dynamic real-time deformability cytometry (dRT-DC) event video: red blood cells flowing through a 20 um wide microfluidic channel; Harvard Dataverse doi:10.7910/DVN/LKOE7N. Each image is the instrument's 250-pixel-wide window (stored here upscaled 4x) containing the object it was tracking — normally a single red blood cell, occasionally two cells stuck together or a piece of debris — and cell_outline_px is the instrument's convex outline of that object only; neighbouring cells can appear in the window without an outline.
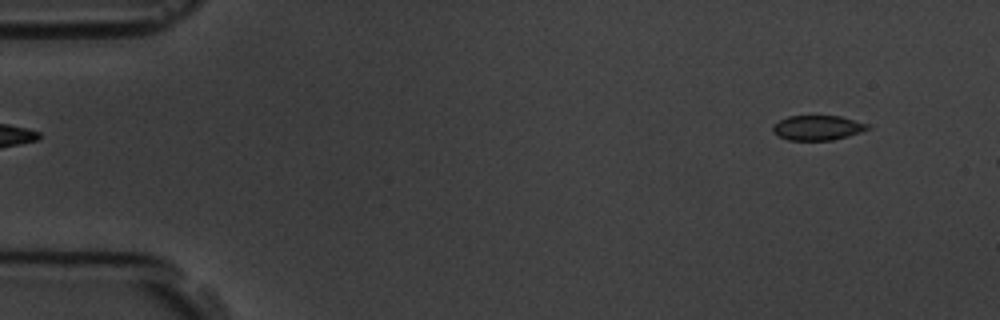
{"species": "common noctule bat (a hibernating species)", "species_latin": "Nyctalus noctula", "temperature_condition": "room temperature", "stored_images_in_passage": 3, "camera_frame_rate_fps": 3000, "um_per_image_px": 0.085, "animal": {"sex": "male", "body_mass_g": 19.5, "forearm_length_mm": 54.6}, "frame": {"image": 1, "passage_image": 1, "time_ms": 0.0, "image_size_px": [1000, 320], "cell_outline_px": [[872, 128], [848, 136], [832, 140], [788, 140], [772, 132], [772, 124], [788, 116], [840, 116], [872, 124]], "centroid_in_image_um": [69.53, 10.85], "position_along_channel_um": 15.5, "area_um2": 13.87}}